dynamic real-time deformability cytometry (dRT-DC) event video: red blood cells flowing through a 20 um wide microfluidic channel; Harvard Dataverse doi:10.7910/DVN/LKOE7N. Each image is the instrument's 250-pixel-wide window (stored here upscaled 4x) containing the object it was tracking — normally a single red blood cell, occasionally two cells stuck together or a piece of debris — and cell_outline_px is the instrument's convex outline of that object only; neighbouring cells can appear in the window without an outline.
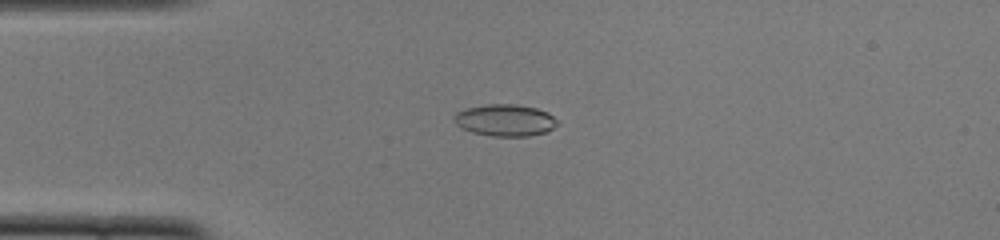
{"species": "common noctule bat (a hibernating species)", "species_latin": "Nyctalus noctula", "temperature_condition": "cold", "stored_images_in_passage": 52, "camera_frame_rate_fps": 3000, "um_per_image_px": 0.085, "animal": {"sex": "female", "body_mass_g": 22.0, "forearm_length_mm": 56.7}, "frame": {"image": 1, "passage_image": 13, "time_ms": 4.0, "image_size_px": [1000, 240], "cell_outline_px": [[560, 124], [544, 132], [528, 136], [492, 136], [472, 132], [460, 128], [452, 120], [452, 116], [456, 112], [464, 108], [484, 104], [516, 104], [536, 108], [548, 112]], "centroid_in_image_um": [42.87, 10.21], "position_along_channel_um": 42.1, "area_um2": 19.36}}
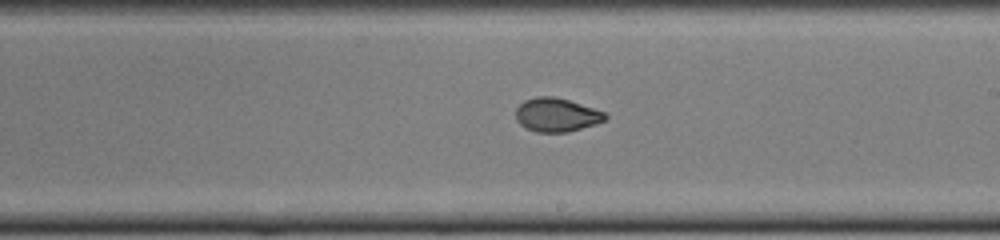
{"frame": {"image": 2, "passage_image": 30, "time_ms": 9.667, "image_size_px": [1000, 240], "cell_outline_px": [[608, 116], [604, 120], [596, 124], [568, 132], [536, 132], [524, 128], [516, 120], [516, 108], [524, 100], [536, 96], [552, 96], [568, 100], [604, 112]], "centroid_in_image_um": [47.27, 9.77], "position_along_channel_um": 241.7, "area_um2": 17.51}}
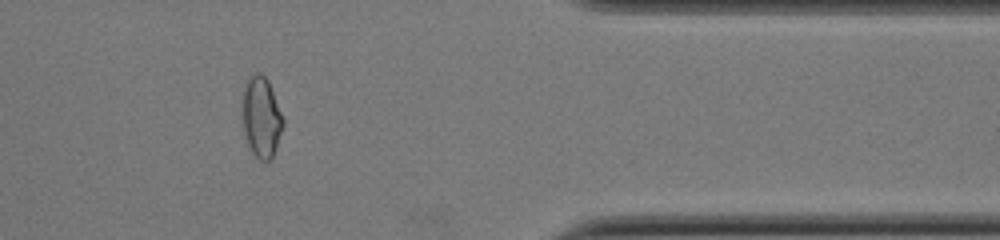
{"frame": {"image": 3, "passage_image": 43, "time_ms": 14.0, "image_size_px": [1000, 240], "cell_outline_px": [[284, 124], [272, 156], [268, 160], [260, 160], [252, 152], [244, 136], [244, 88], [248, 80], [256, 72], [260, 72], [268, 80], [284, 116]], "centroid_in_image_um": [22.25, 9.95], "position_along_channel_um": 389.2, "area_um2": 18.67}, "authors_computed_cell_mechanics": {"area_um2": 18.3804, "velocity_mm_per_s": 3.884, "shape_relaxation_time_tau1_ms": 5.406, "shape_relaxation_time_tau2_ms": 1.0819, "deformation_change_tau1": 0.1573, "deformation_change_tau2": 0.0401}}